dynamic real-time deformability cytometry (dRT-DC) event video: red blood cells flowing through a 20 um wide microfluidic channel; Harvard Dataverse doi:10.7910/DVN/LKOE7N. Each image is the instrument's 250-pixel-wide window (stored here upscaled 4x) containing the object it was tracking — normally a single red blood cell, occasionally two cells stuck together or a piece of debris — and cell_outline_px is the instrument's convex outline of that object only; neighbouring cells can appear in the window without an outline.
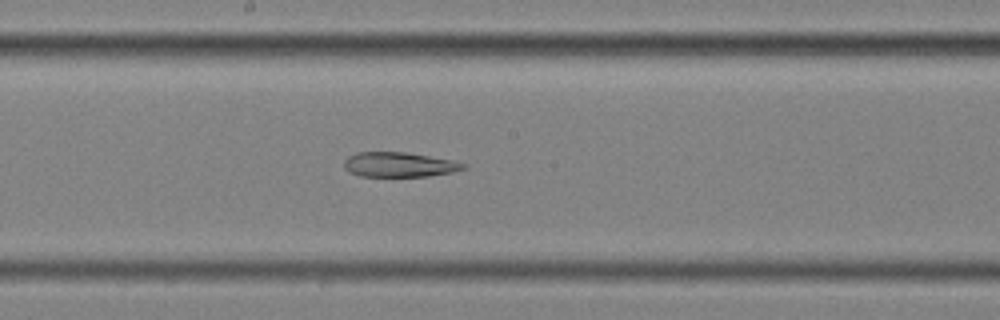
{"species": "common noctule bat (a hibernating species)", "species_latin": "Nyctalus noctula", "temperature_condition": "cold", "stored_images_in_passage": 45, "segment_of_instrument_passage": [2, 2], "camera_frame_rate_fps": 3000, "um_per_image_px": 0.085, "animal": {"sex": "female", "body_mass_g": 25.1}, "frame": {"image": 1, "passage_image": 19, "time_ms": 6.0, "image_size_px": [1000, 320], "cell_outline_px": [[468, 168], [452, 172], [428, 176], [360, 176], [348, 172], [344, 168], [344, 160], [348, 156], [356, 152], [404, 152], [452, 160], [468, 164]], "centroid_in_image_um": [33.92, 13.99], "position_along_channel_um": 214.3, "area_um2": 17.28}}
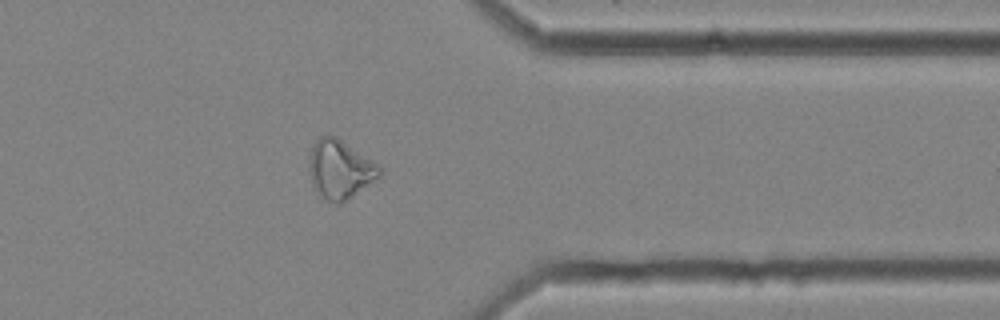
{"frame": {"image": 2, "passage_image": 34, "time_ms": 11.0, "image_size_px": [1000, 320], "cell_outline_px": [[380, 176], [340, 204], [336, 204], [320, 196], [312, 188], [308, 164], [308, 156], [312, 144], [320, 136], [336, 136], [376, 164], [380, 168]], "centroid_in_image_um": [28.81, 14.4], "position_along_channel_um": 382.6, "area_um2": 23.81}}
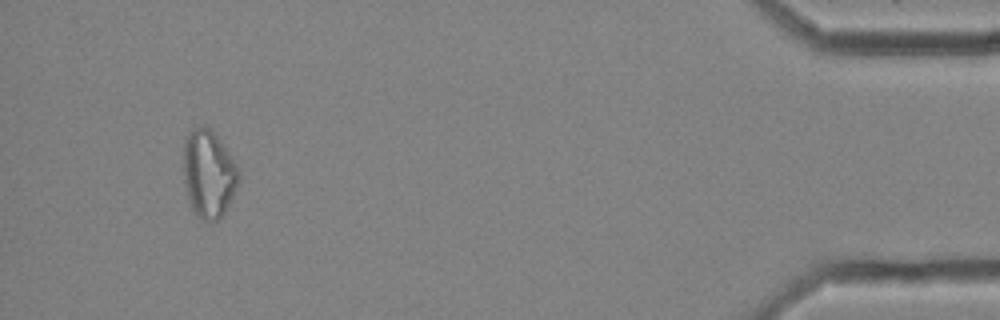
{"frame": {"image": 3, "passage_image": 42, "time_ms": 13.667, "image_size_px": [1000, 320], "cell_outline_px": [[240, 180], [224, 212], [216, 220], [204, 220], [196, 216], [188, 200], [184, 184], [184, 140], [188, 132], [196, 128], [208, 128], [216, 136], [228, 152], [236, 164], [240, 172]], "centroid_in_image_um": [17.72, 14.8], "position_along_channel_um": 417.5, "area_um2": 27.74}}